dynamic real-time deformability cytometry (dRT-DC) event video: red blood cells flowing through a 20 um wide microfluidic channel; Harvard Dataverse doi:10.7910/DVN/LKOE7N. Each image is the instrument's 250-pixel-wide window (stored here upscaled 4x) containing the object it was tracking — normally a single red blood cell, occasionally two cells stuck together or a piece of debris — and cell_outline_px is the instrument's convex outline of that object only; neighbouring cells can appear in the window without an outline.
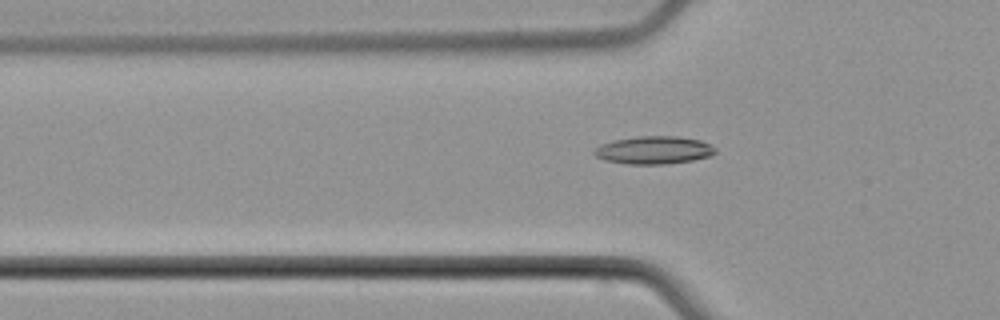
{"species": "common noctule bat (a hibernating species)", "species_latin": "Nyctalus noctula", "temperature_condition": "cold", "stored_images_in_passage": 45, "camera_frame_rate_fps": 3000, "um_per_image_px": 0.085, "animal": {"sex": "male", "body_mass_g": 21.5, "forearm_length_mm": 52.0}, "frame": {"image": 1, "passage_image": 9, "time_ms": 2.667, "image_size_px": [1000, 320], "cell_outline_px": [[716, 152], [712, 156], [692, 160], [664, 164], [628, 164], [604, 160], [596, 156], [592, 152], [600, 144], [612, 140], [636, 136], [680, 136], [700, 140], [712, 144], [716, 148]], "centroid_in_image_um": [55.59, 12.75], "position_along_channel_um": 70.2, "area_um2": 19.88}}
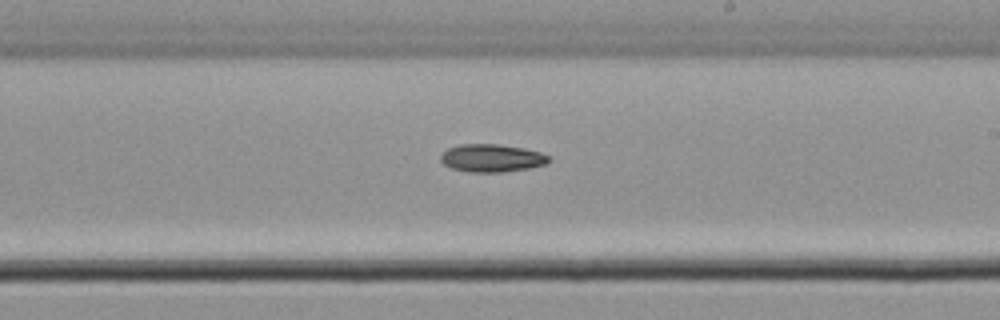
{"frame": {"image": 2, "passage_image": 23, "time_ms": 7.333, "image_size_px": [1000, 320], "cell_outline_px": [[552, 160], [544, 164], [528, 168], [500, 172], [468, 172], [452, 168], [444, 164], [440, 160], [440, 156], [448, 148], [460, 144], [496, 144], [524, 148], [540, 152], [552, 156]], "centroid_in_image_um": [41.81, 13.43], "position_along_channel_um": 247.2, "area_um2": 17.51}}
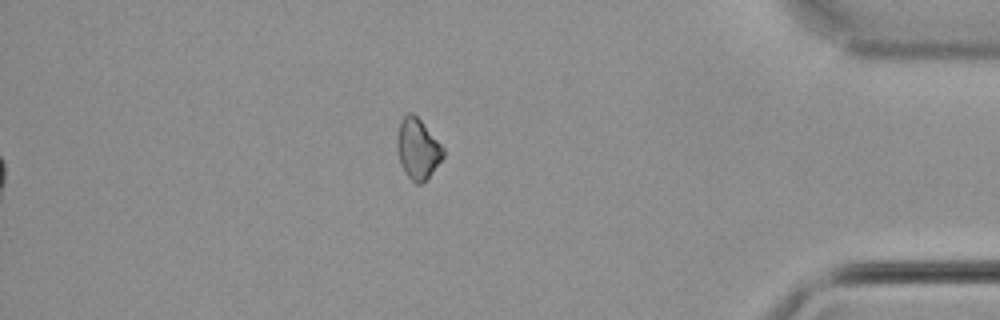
{"frame": {"image": 3, "passage_image": 38, "time_ms": 12.333, "image_size_px": [1000, 320], "cell_outline_px": [[444, 156], [428, 176], [420, 184], [416, 184], [404, 172], [400, 164], [396, 148], [396, 140], [400, 120], [408, 112], [412, 112], [420, 120], [444, 148]], "centroid_in_image_um": [35.47, 12.63], "position_along_channel_um": 399.7, "area_um2": 16.07}, "authors_computed_cell_mechanics": {"area_um2": 17.3978, "velocity_mm_per_s": 3.8077, "shape_relaxation_time_tau1_ms": 10.1374, "shape_relaxation_time_tau2_ms": null, "deformation_change_tau1": 0.1361, "deformation_change_tau2": null}}